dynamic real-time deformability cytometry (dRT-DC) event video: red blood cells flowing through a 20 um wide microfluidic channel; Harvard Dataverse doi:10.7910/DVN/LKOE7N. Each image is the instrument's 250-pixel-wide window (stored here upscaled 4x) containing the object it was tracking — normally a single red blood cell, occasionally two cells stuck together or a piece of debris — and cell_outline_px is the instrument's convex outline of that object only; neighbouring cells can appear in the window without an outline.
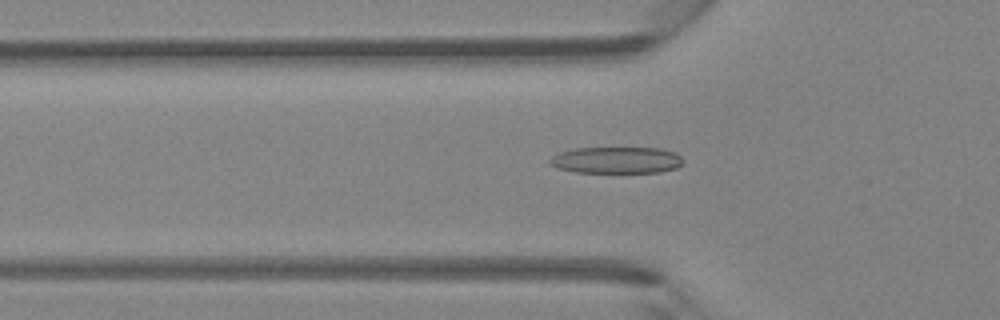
{"species": "Egyptian fruit bat (a non-hibernating species)", "species_latin": "Rousettus aegyptiacus", "temperature_condition": "room temperature", "stored_images_in_passage": 45, "camera_frame_rate_fps": 3000, "um_per_image_px": 0.085, "animal": {"sex": "female"}, "frame": {"image": 1, "passage_image": 15, "time_ms": 4.667, "image_size_px": [1000, 320], "cell_outline_px": [[680, 164], [676, 168], [660, 172], [576, 172], [556, 168], [548, 164], [548, 160], [556, 152], [572, 148], [660, 148], [676, 152], [680, 156]], "centroid_in_image_um": [52.31, 13.6], "position_along_channel_um": 73.5, "area_um2": 20.75}}
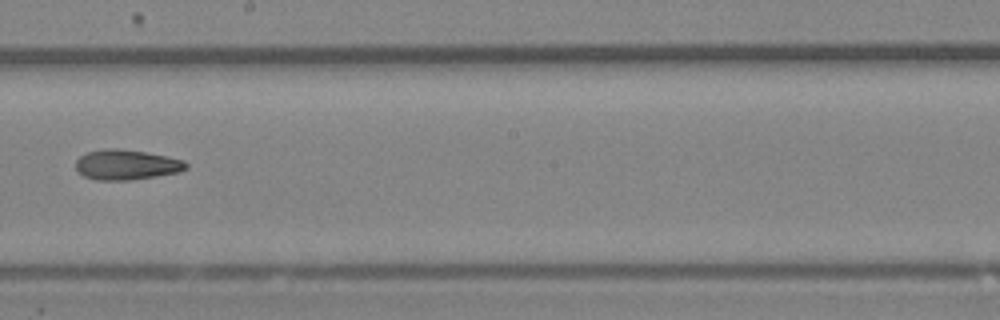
{"frame": {"image": 2, "passage_image": 26, "time_ms": 8.333, "image_size_px": [1000, 320], "cell_outline_px": [[188, 168], [180, 172], [156, 176], [128, 180], [96, 180], [84, 176], [76, 168], [76, 160], [80, 156], [88, 152], [108, 148], [120, 148], [168, 156], [184, 160], [188, 164]], "centroid_in_image_um": [10.78, 14.0], "position_along_channel_um": 237.4, "area_um2": 19.36}}
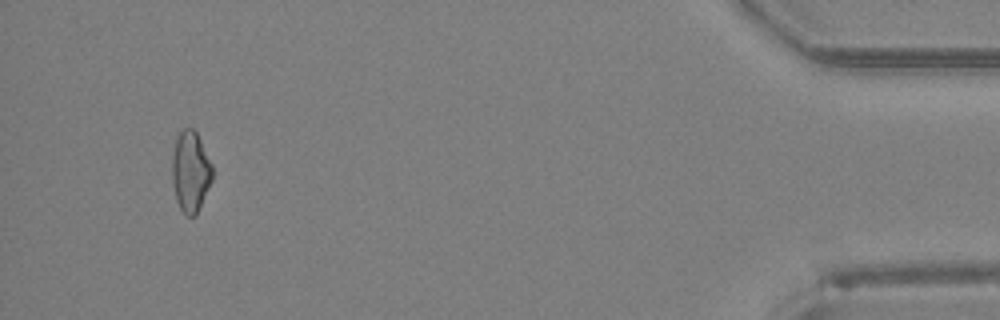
{"frame": {"image": 3, "passage_image": 43, "time_ms": 14.0, "image_size_px": [1000, 320], "cell_outline_px": [[212, 180], [196, 216], [188, 216], [180, 208], [176, 200], [172, 184], [172, 156], [176, 136], [184, 128], [192, 128], [196, 132], [212, 164]], "centroid_in_image_um": [16.18, 14.59], "position_along_channel_um": 419.0, "area_um2": 18.96}}